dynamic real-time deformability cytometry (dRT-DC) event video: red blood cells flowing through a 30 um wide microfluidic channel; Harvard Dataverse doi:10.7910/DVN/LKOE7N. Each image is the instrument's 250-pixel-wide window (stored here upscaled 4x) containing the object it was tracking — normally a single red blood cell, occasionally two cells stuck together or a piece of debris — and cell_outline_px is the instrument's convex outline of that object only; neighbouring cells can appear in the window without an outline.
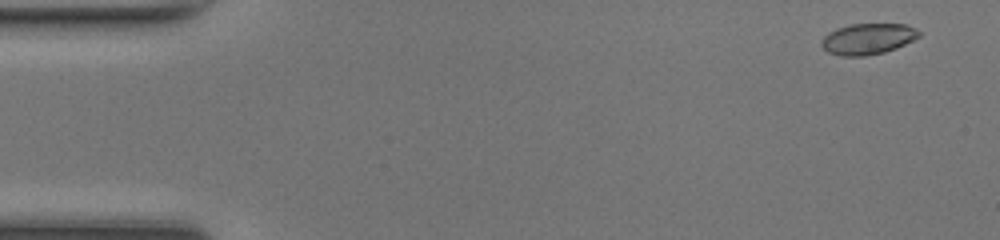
{"species": "common noctule bat (a hibernating species)", "species_latin": "Nyctalus noctula", "temperature_condition": "room temperature", "stored_images_in_passage": 48, "camera_frame_rate_fps": 3000, "um_per_image_px": 0.085, "animal": {"sex": "female", "body_mass_g": 17.0, "forearm_length_mm": 48.0}, "frame": {"image": 1, "passage_image": 2, "time_ms": 0.333, "image_size_px": [1000, 240], "cell_outline_px": [[920, 36], [896, 48], [884, 52], [864, 56], [840, 56], [828, 52], [820, 44], [824, 36], [828, 32], [836, 28], [852, 24], [904, 24], [916, 28], [920, 32]], "centroid_in_image_um": [73.75, 3.3], "position_along_channel_um": 11.3, "area_um2": 17.57}}
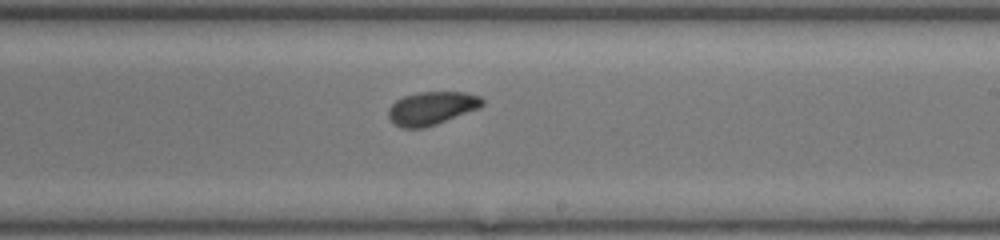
{"frame": {"image": 2, "passage_image": 28, "time_ms": 9.0, "image_size_px": [1000, 240], "cell_outline_px": [[484, 104], [480, 108], [436, 124], [424, 128], [400, 128], [392, 124], [388, 116], [388, 108], [396, 100], [404, 96], [420, 92], [464, 92], [480, 96], [484, 100]], "centroid_in_image_um": [36.67, 9.21], "position_along_channel_um": 252.3, "area_um2": 18.32}}
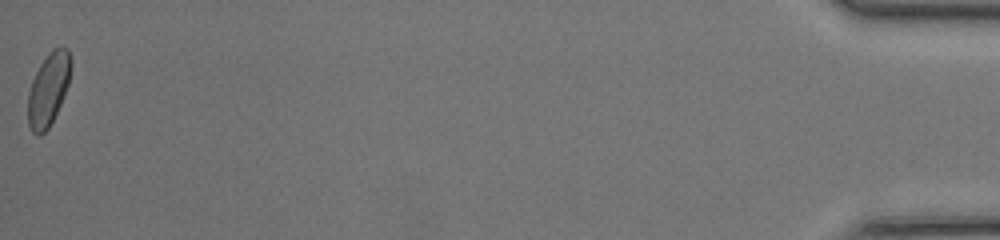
{"frame": {"image": 3, "passage_image": 48, "time_ms": 15.667, "image_size_px": [1000, 240], "cell_outline_px": [[72, 64], [68, 84], [60, 104], [48, 128], [40, 136], [36, 136], [32, 132], [28, 124], [28, 92], [32, 80], [40, 64], [52, 48], [68, 48], [72, 60]], "centroid_in_image_um": [4.11, 7.58], "position_along_channel_um": 431.1, "area_um2": 18.15}, "authors_computed_cell_mechanics": {"area_um2": 17.8313, "velocity_mm_per_s": 4.2875, "shape_relaxation_time_tau1_ms": 3.0589, "shape_relaxation_time_tau2_ms": 2.1658, "deformation_change_tau1": 0.0968, "deformation_change_tau2": 0.0636}}